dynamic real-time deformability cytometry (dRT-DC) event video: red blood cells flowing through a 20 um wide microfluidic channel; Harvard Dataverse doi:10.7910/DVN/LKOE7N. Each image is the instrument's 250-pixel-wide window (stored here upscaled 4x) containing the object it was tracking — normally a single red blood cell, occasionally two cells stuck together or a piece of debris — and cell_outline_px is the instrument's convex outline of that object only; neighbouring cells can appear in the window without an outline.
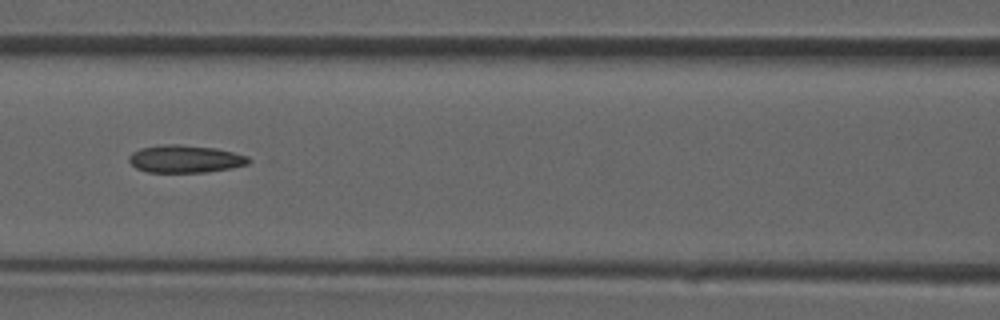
{"species": "common noctule bat (a hibernating species)", "species_latin": "Nyctalus noctula", "temperature_condition": "room temperature", "stored_images_in_passage": 38, "camera_frame_rate_fps": 3000, "um_per_image_px": 0.085, "animal": {"sex": "male", "forearm_length_mm": 52.5}, "frame": {"image": 1, "passage_image": 17, "time_ms": 5.333, "image_size_px": [1000, 320], "cell_outline_px": [[256, 160], [248, 164], [232, 168], [204, 172], [148, 172], [136, 168], [128, 160], [128, 156], [132, 152], [140, 148], [168, 144], [180, 144], [216, 148], [248, 156]], "centroid_in_image_um": [15.78, 13.5], "position_along_channel_um": 150.8, "area_um2": 19.36}}